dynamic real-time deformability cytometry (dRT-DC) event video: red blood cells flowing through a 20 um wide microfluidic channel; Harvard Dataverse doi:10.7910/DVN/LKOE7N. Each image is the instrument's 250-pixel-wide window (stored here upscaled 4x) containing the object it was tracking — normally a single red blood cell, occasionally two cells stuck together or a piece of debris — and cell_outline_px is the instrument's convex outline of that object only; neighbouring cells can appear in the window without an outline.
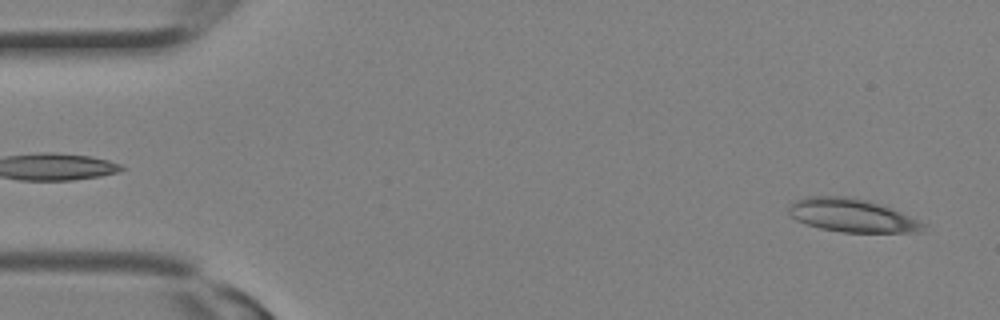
{"species": "Egyptian fruit bat (a non-hibernating species)", "species_latin": "Rousettus aegyptiacus", "temperature_condition": "room temperature", "stored_images_in_passage": 17, "camera_frame_rate_fps": 3000, "um_per_image_px": 0.085, "animal": {"sex": "female"}, "frame": {"image": 1, "passage_image": 1, "time_ms": 0.0, "image_size_px": [1000, 320], "cell_outline_px": [[928, 224], [920, 232], [840, 232], [820, 228], [796, 220], [788, 212], [788, 208], [796, 200], [804, 196], [852, 196], [868, 200], [892, 208]], "centroid_in_image_um": [72.43, 18.3], "position_along_channel_um": 12.6, "area_um2": 26.18}}
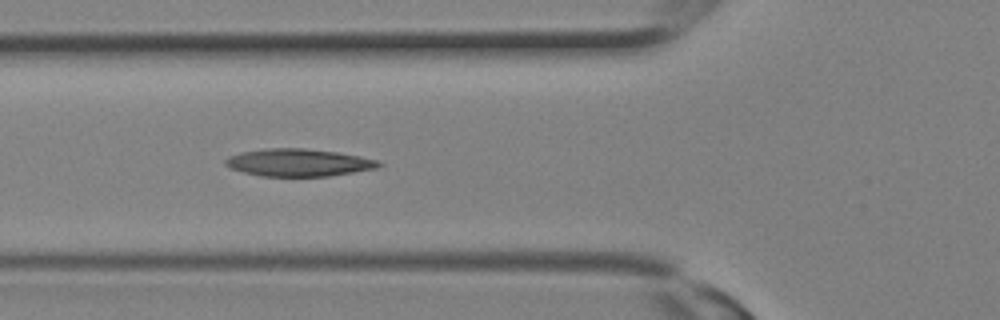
{"frame": {"image": 2, "passage_image": 10, "time_ms": 3.0, "image_size_px": [1000, 320], "cell_outline_px": [[384, 164], [376, 168], [328, 176], [260, 176], [244, 172], [232, 168], [224, 164], [224, 160], [228, 156], [240, 152], [264, 148], [304, 148], [336, 152], [360, 156], [380, 160]], "centroid_in_image_um": [25.37, 13.81], "position_along_channel_um": 100.4, "area_um2": 24.57}}
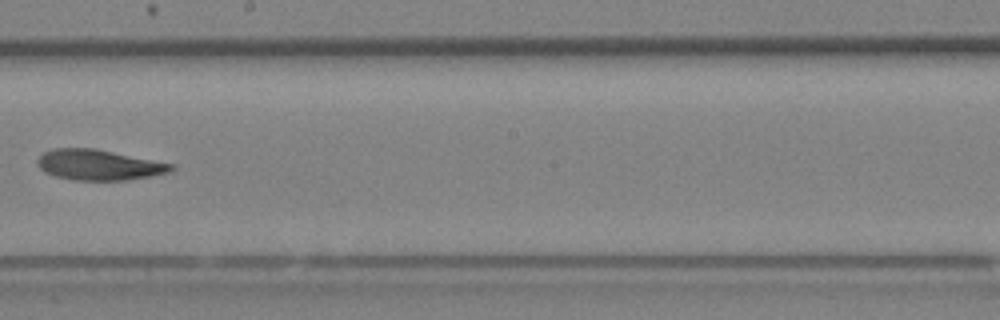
{"frame": {"image": 3, "passage_image": 16, "time_ms": 5.0, "image_size_px": [1000, 320], "cell_outline_px": [[176, 168], [172, 172], [128, 180], [72, 180], [56, 176], [44, 172], [36, 164], [36, 160], [44, 152], [52, 148], [96, 148], [176, 164]], "centroid_in_image_um": [8.44, 14.01], "position_along_channel_um": 239.8, "area_um2": 24.16}}